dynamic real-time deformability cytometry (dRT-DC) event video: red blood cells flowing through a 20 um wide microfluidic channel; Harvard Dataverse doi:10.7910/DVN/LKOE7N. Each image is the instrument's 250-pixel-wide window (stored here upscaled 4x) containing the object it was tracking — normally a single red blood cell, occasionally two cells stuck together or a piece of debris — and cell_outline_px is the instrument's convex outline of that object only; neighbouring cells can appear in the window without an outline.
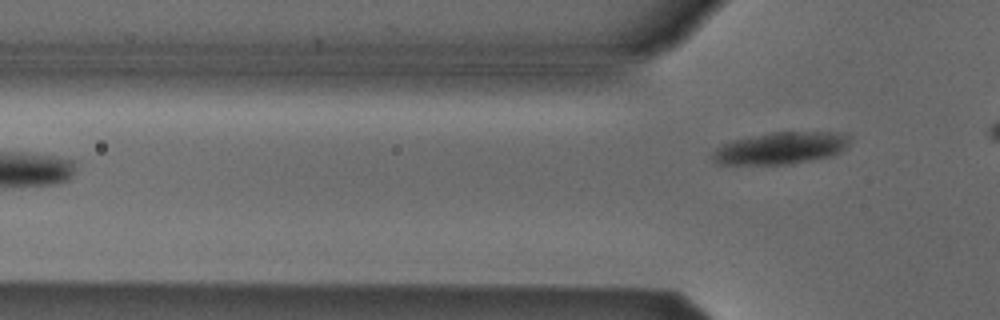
{"species": "Egyptian fruit bat (a non-hibernating species)", "species_latin": "Rousettus aegyptiacus", "temperature_condition": "cold", "stored_images_in_passage": 4, "camera_frame_rate_fps": 3000, "um_per_image_px": 0.085, "animal": {"sex": "male"}, "frame": {"image": 1, "passage_image": 4, "time_ms": 3.667, "image_size_px": [1000, 320], "cell_outline_px": [[852, 136], [848, 144], [840, 152], [832, 156], [792, 164], [716, 164], [712, 156], [716, 148], [732, 140], [772, 132], [844, 132]], "centroid_in_image_um": [66.42, 12.58], "position_along_channel_um": 59.4, "area_um2": 25.66}}